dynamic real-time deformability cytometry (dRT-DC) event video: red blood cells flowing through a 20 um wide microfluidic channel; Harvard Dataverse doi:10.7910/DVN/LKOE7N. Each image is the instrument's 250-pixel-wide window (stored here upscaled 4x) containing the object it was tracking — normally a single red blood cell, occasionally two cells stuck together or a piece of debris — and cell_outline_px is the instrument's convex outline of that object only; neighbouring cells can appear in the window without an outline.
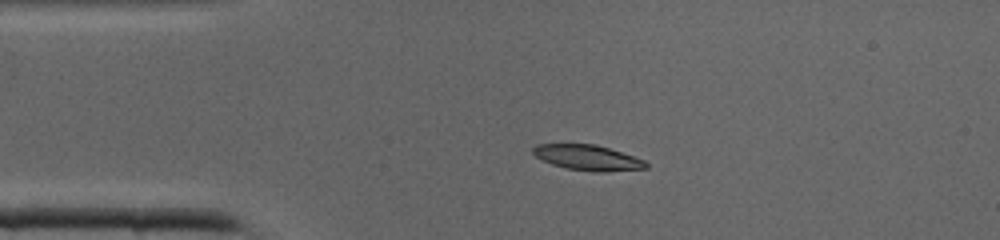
{"species": "common noctule bat (a hibernating species)", "species_latin": "Nyctalus noctula", "temperature_condition": "cold", "stored_images_in_passage": 33, "camera_frame_rate_fps": 3000, "um_per_image_px": 0.085, "animal": {"sex": "male", "body_mass_g": 19.0, "forearm_length_mm": 50.8}, "frame": {"image": 1, "passage_image": 1, "time_ms": 0.0, "image_size_px": [1000, 240], "cell_outline_px": [[648, 168], [604, 172], [596, 172], [564, 168], [552, 164], [536, 156], [532, 152], [532, 148], [536, 144], [596, 144], [644, 160], [648, 164]], "centroid_in_image_um": [49.94, 13.4], "position_along_channel_um": 35.1, "area_um2": 16.59}}
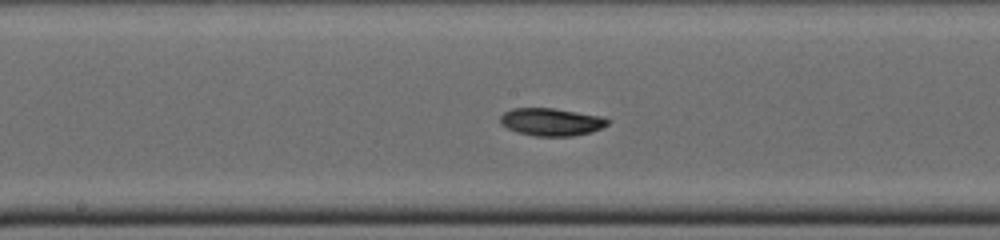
{"frame": {"image": 2, "passage_image": 13, "time_ms": 4.0, "image_size_px": [1000, 240], "cell_outline_px": [[608, 124], [592, 132], [572, 136], [536, 136], [516, 132], [500, 124], [500, 116], [504, 112], [512, 108], [552, 108], [604, 116], [608, 120]], "centroid_in_image_um": [46.85, 10.36], "position_along_channel_um": 201.4, "area_um2": 17.34}}
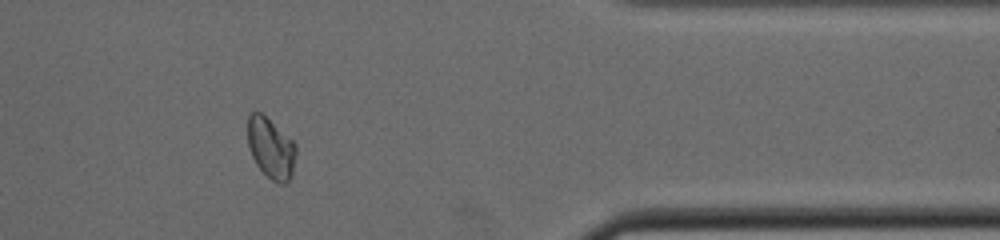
{"frame": {"image": 3, "passage_image": 26, "time_ms": 8.333, "image_size_px": [1000, 240], "cell_outline_px": [[296, 152], [292, 172], [288, 180], [284, 184], [280, 184], [272, 180], [256, 164], [252, 156], [248, 144], [248, 116], [252, 112], [260, 112], [292, 140], [296, 144]], "centroid_in_image_um": [23.02, 12.59], "position_along_channel_um": 388.4, "area_um2": 16.7}}